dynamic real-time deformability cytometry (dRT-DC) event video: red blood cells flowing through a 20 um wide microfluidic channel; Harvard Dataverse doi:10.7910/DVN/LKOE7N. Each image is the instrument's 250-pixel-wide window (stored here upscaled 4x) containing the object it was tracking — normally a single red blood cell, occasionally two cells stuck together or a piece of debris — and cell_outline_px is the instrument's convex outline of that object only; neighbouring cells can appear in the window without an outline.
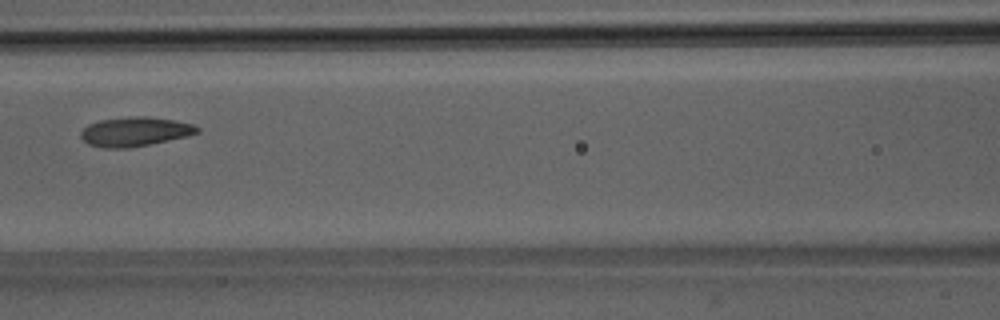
{"species": "Egyptian fruit bat (a non-hibernating species)", "species_latin": "Rousettus aegyptiacus", "temperature_condition": "room temperature", "stored_images_in_passage": 5, "camera_frame_rate_fps": 3000, "um_per_image_px": 0.085, "animal": {"sex": "male"}, "frame": {"image": 1, "passage_image": 5, "time_ms": 4.333, "image_size_px": [1000, 320], "cell_outline_px": [[200, 132], [188, 136], [128, 148], [104, 148], [88, 144], [80, 136], [80, 132], [88, 124], [100, 120], [136, 116], [148, 116], [172, 120], [192, 124], [200, 128]], "centroid_in_image_um": [11.46, 11.19], "position_along_channel_um": 155.1, "area_um2": 19.71}}